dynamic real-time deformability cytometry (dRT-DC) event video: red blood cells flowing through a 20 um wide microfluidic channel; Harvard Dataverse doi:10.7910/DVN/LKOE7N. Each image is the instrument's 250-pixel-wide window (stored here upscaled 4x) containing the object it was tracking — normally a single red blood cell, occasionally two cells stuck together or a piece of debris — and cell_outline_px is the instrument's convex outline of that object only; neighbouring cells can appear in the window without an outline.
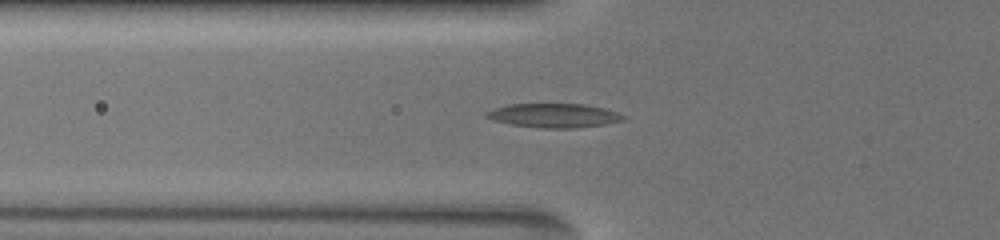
{"species": "common noctule bat (a hibernating species)", "species_latin": "Nyctalus noctula", "temperature_condition": "warm", "stored_images_in_passage": 12, "camera_frame_rate_fps": 3000, "um_per_image_px": 0.085, "animal": {"sex": "female", "body_mass_g": 19.5, "forearm_length_mm": 54.1}, "frame": {"image": 1, "passage_image": 9, "time_ms": 6.667, "image_size_px": [1000, 240], "cell_outline_px": [[628, 116], [624, 120], [604, 124], [576, 128], [540, 128], [512, 124], [492, 120], [484, 116], [484, 112], [508, 104], [584, 104], [604, 108]], "centroid_in_image_um": [47.09, 9.82], "position_along_channel_um": 78.7, "area_um2": 19.19}}
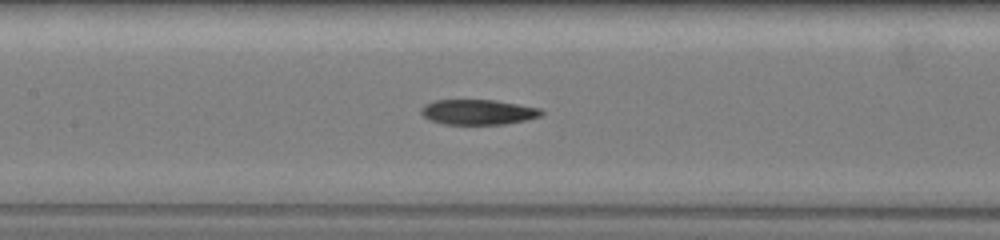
{"frame": {"image": 2, "passage_image": 12, "time_ms": 9.0, "image_size_px": [1000, 240], "cell_outline_px": [[544, 112], [540, 116], [524, 120], [504, 124], [444, 124], [432, 120], [424, 116], [420, 112], [420, 108], [436, 100], [496, 100], [540, 108]], "centroid_in_image_um": [40.65, 9.52], "position_along_channel_um": 166.7, "area_um2": 17.4}}